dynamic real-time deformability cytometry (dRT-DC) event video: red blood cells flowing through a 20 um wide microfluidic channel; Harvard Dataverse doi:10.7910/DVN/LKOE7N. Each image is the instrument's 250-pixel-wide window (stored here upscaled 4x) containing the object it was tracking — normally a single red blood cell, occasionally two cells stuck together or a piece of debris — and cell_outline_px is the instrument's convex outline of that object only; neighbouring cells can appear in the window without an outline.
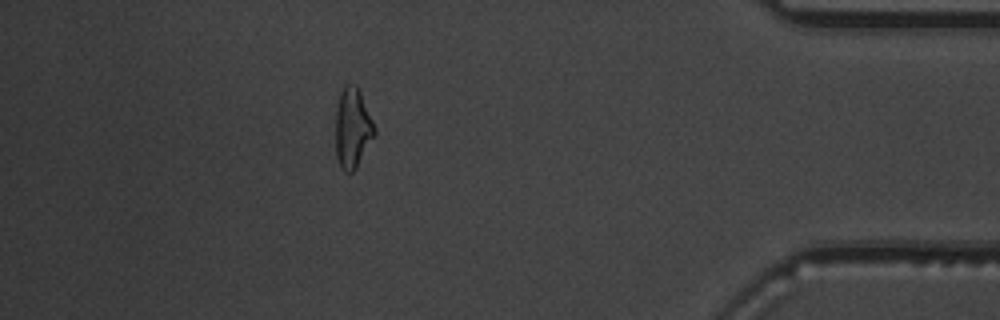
{"species": "common noctule bat (a hibernating species)", "species_latin": "Nyctalus noctula", "temperature_condition": "warm", "stored_images_in_passage": 16, "segment_of_instrument_passage": [2, 2], "camera_frame_rate_fps": 3000, "um_per_image_px": 0.085, "animal": {"sex": "male", "body_mass_g": 19.5, "forearm_length_mm": 54.6}, "frame": {"image": 1, "passage_image": 16, "time_ms": 19.0, "image_size_px": [1000, 320], "cell_outline_px": [[376, 132], [356, 168], [352, 172], [344, 172], [340, 168], [336, 156], [336, 108], [340, 92], [344, 84], [356, 84], [360, 92], [372, 120]], "centroid_in_image_um": [29.94, 10.88], "position_along_channel_um": 405.3, "area_um2": 18.03}}